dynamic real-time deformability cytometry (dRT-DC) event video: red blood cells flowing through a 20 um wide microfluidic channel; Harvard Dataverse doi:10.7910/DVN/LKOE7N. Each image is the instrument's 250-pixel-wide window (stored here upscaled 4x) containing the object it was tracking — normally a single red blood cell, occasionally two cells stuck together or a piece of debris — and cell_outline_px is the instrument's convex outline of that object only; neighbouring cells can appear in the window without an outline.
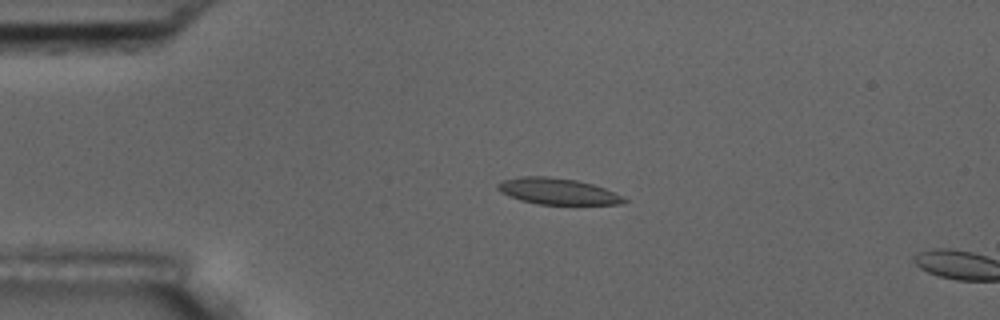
{"species": "common noctule bat (a hibernating species)", "species_latin": "Nyctalus noctula", "temperature_condition": "room temperature", "stored_images_in_passage": 4, "camera_frame_rate_fps": 3000, "um_per_image_px": 0.085, "animal": {"sex": "male", "body_mass_g": 17.5, "forearm_length_mm": 52.3}, "frame": {"image": 1, "passage_image": 3, "time_ms": 0.667, "image_size_px": [1000, 320], "cell_outline_px": [[628, 200], [620, 204], [540, 204], [520, 200], [508, 196], [500, 192], [496, 188], [496, 184], [504, 180], [520, 176], [548, 176], [576, 180], [592, 184], [604, 188]], "centroid_in_image_um": [47.32, 16.25], "position_along_channel_um": 37.7, "area_um2": 19.13}}